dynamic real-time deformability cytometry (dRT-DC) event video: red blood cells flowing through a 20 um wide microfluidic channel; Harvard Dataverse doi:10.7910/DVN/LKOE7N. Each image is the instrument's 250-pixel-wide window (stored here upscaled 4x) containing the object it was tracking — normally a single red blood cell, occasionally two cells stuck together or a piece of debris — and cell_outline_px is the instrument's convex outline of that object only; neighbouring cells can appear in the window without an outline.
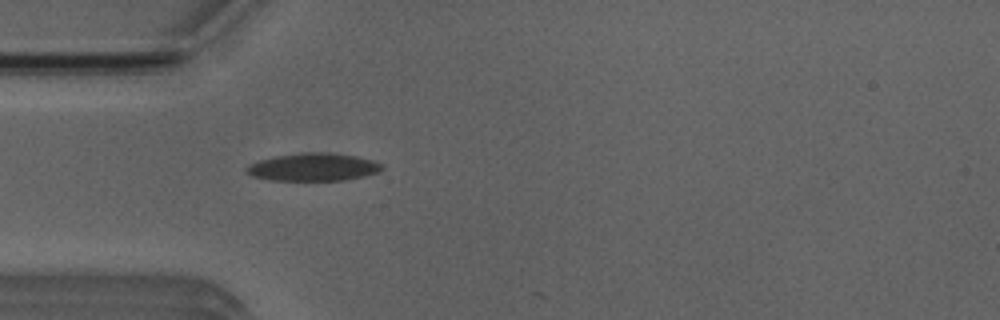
{"species": "Egyptian fruit bat (a non-hibernating species)", "species_latin": "Rousettus aegyptiacus", "temperature_condition": "room temperature", "stored_images_in_passage": 1, "camera_frame_rate_fps": 3000, "um_per_image_px": 0.085, "animal": {"sex": "male"}, "frame": {"image": 1, "passage_image": 1, "time_ms": 0.0, "image_size_px": [1000, 320], "cell_outline_px": [[384, 168], [380, 172], [364, 176], [344, 180], [272, 180], [252, 176], [244, 172], [244, 168], [260, 160], [276, 156], [304, 152], [324, 152], [356, 156], [372, 160], [384, 164]], "centroid_in_image_um": [26.66, 14.2], "position_along_channel_um": 58.3, "area_um2": 21.91}}